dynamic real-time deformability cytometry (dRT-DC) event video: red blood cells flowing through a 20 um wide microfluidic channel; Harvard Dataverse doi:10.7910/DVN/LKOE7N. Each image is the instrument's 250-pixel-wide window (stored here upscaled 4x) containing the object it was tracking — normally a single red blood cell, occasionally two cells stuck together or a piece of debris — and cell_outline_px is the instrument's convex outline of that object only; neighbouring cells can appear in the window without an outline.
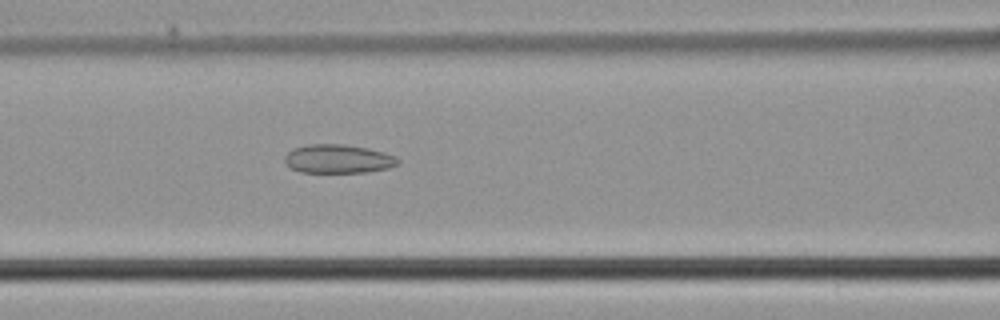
{"species": "common noctule bat (a hibernating species)", "species_latin": "Nyctalus noctula", "temperature_condition": "cold", "stored_images_in_passage": 48, "camera_frame_rate_fps": 3000, "um_per_image_px": 0.085, "animal": {"sex": "male", "body_mass_g": 21.5, "forearm_length_mm": 52.0}, "frame": {"image": 1, "passage_image": 20, "time_ms": 6.333, "image_size_px": [1000, 320], "cell_outline_px": [[400, 160], [396, 164], [388, 168], [368, 172], [300, 172], [292, 168], [284, 160], [284, 156], [292, 148], [308, 144], [344, 144], [368, 148], [384, 152], [396, 156]], "centroid_in_image_um": [28.74, 13.49], "position_along_channel_um": 137.9, "area_um2": 18.96}}
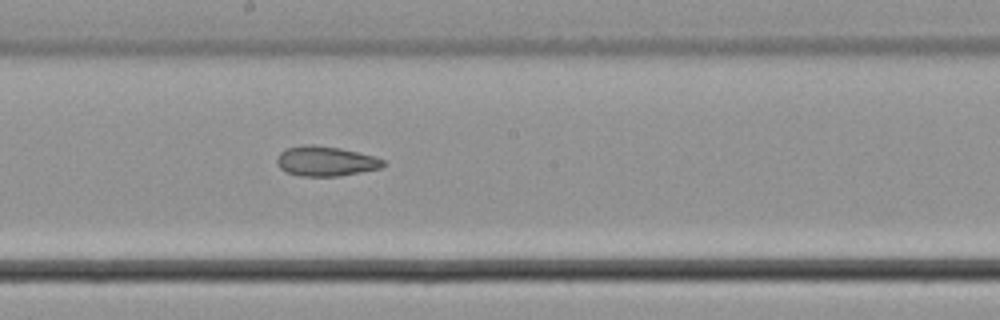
{"frame": {"image": 2, "passage_image": 26, "time_ms": 8.333, "image_size_px": [1000, 320], "cell_outline_px": [[384, 164], [380, 168], [340, 176], [300, 176], [288, 172], [280, 168], [276, 164], [276, 156], [284, 148], [304, 144], [316, 144], [340, 148], [372, 156], [384, 160]], "centroid_in_image_um": [27.6, 13.68], "position_along_channel_um": 220.6, "area_um2": 18.55}}
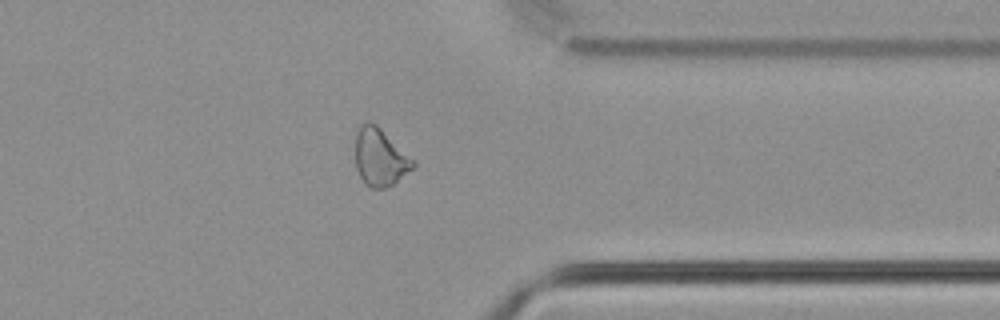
{"frame": {"image": 3, "passage_image": 38, "time_ms": 12.333, "image_size_px": [1000, 320], "cell_outline_px": [[416, 164], [412, 168], [392, 184], [384, 188], [372, 188], [364, 184], [356, 168], [356, 132], [360, 124], [368, 120], [376, 124], [416, 160]], "centroid_in_image_um": [32.3, 13.34], "position_along_channel_um": 379.1, "area_um2": 19.36}}